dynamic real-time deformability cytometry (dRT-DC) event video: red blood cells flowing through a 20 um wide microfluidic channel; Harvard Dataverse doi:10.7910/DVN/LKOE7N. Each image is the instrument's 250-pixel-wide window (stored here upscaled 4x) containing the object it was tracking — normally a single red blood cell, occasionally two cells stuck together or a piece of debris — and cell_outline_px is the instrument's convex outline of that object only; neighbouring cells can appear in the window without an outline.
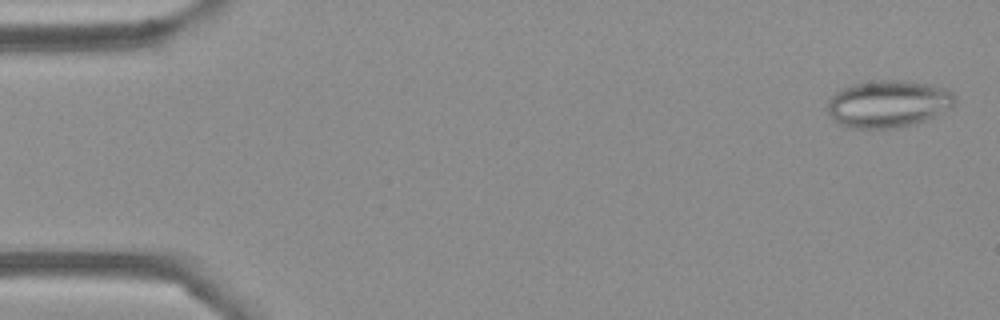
{"species": "Egyptian fruit bat (a non-hibernating species)", "species_latin": "Rousettus aegyptiacus", "temperature_condition": "cold", "stored_images_in_passage": 53, "segment_of_instrument_passage": [1, 2], "camera_frame_rate_fps": 3000, "um_per_image_px": 0.085, "frame": {"image": 1, "passage_image": 2, "time_ms": 0.333, "image_size_px": [1000, 320], "cell_outline_px": [[956, 104], [952, 108], [924, 120], [912, 124], [896, 128], [848, 128], [836, 124], [828, 112], [828, 100], [840, 88], [852, 84], [872, 80], [908, 80], [928, 84], [944, 88], [952, 92], [956, 96]], "centroid_in_image_um": [75.48, 8.82], "position_along_channel_um": 9.5, "area_um2": 35.43}}